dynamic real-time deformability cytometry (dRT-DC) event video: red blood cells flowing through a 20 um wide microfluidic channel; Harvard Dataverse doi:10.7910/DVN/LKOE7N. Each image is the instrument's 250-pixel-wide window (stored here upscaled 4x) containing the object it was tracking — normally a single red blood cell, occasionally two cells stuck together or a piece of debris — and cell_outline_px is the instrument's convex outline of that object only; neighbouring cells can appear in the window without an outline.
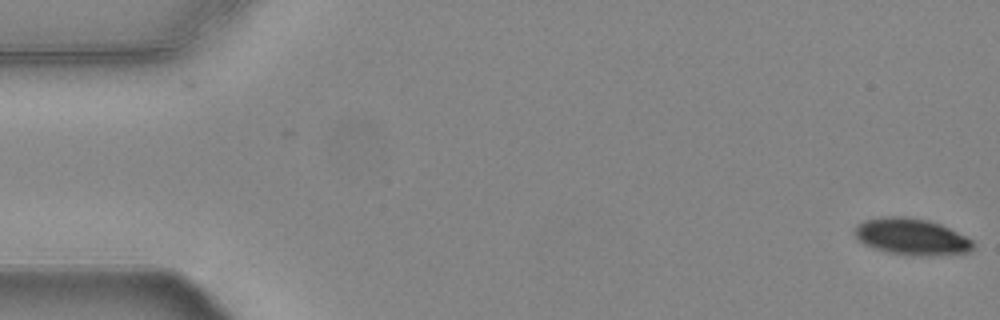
{"species": "common noctule bat (a hibernating species)", "species_latin": "Nyctalus noctula", "temperature_condition": "warm", "stored_images_in_passage": 55, "camera_frame_rate_fps": 3000, "um_per_image_px": 0.085, "animal": {"sex": "female", "body_mass_g": 24.6, "forearm_length_mm": 56.2}, "frame": {"image": 1, "passage_image": 1, "time_ms": 0.0, "image_size_px": [1000, 320], "cell_outline_px": [[972, 252], [928, 256], [888, 252], [872, 248], [864, 244], [856, 236], [856, 224], [864, 220], [880, 216], [904, 216], [928, 220], [940, 224], [972, 240]], "centroid_in_image_um": [77.46, 20.11], "position_along_channel_um": 7.5, "area_um2": 24.97}}
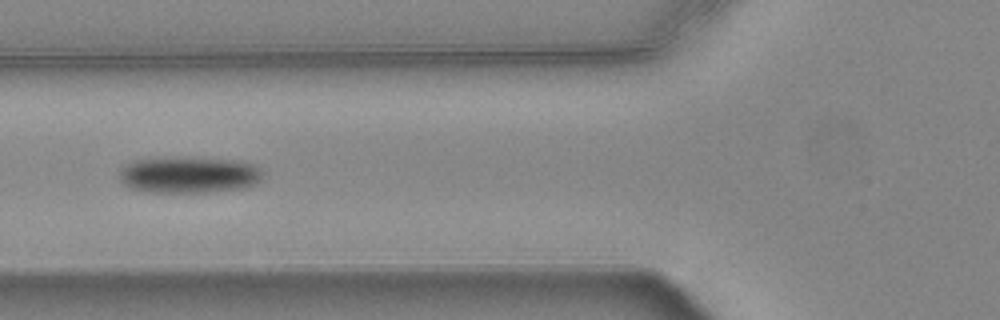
{"frame": {"image": 2, "passage_image": 21, "time_ms": 6.667, "image_size_px": [1000, 320], "cell_outline_px": [[264, 172], [260, 180], [256, 184], [244, 188], [208, 192], [148, 192], [128, 188], [116, 176], [120, 168], [124, 164], [132, 160], [232, 160], [252, 164], [260, 168]], "centroid_in_image_um": [16.02, 14.92], "position_along_channel_um": 109.8, "area_um2": 29.71}}
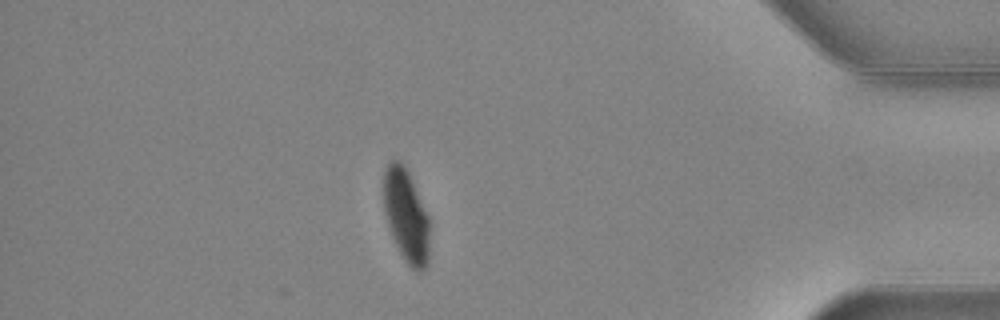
{"frame": {"image": 3, "passage_image": 48, "time_ms": 15.667, "image_size_px": [1000, 320], "cell_outline_px": [[428, 264], [420, 272], [416, 272], [404, 260], [392, 236], [384, 212], [384, 168], [392, 160], [400, 160], [404, 164], [412, 180], [428, 216]], "centroid_in_image_um": [34.51, 18.32], "position_along_channel_um": 400.7, "area_um2": 24.62}, "authors_computed_cell_mechanics": {"area_um2": 28.033, "velocity_mm_per_s": 3.7167, "shape_relaxation_time_tau1_ms": 3.5427, "shape_relaxation_time_tau2_ms": null, "deformation_change_tau1": 0.1326, "deformation_change_tau2": null}}